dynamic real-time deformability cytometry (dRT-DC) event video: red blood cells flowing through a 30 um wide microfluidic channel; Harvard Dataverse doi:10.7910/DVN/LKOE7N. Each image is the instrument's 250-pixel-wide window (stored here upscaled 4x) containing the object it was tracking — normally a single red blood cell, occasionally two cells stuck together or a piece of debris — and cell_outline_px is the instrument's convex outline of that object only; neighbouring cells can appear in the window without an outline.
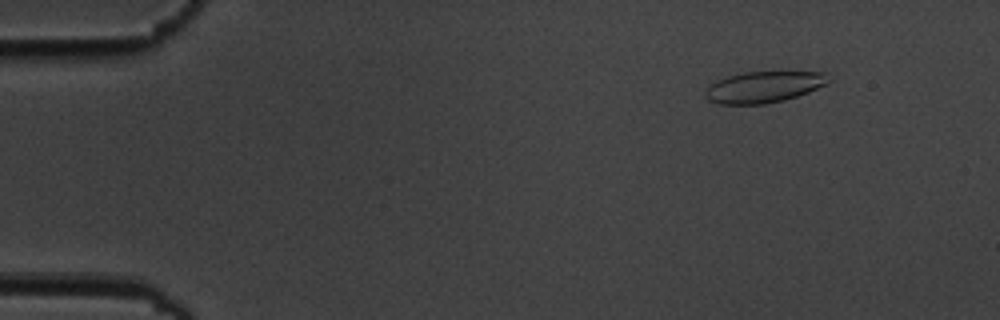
{"species": "common noctule bat (a hibernating species)", "species_latin": "Nyctalus noctula", "temperature_condition": "cold", "stored_images_in_passage": 4, "camera_frame_rate_fps": 3000, "um_per_image_px": 0.085, "animal": {"sex": "male", "body_mass_g": 19.5, "forearm_length_mm": 54.6}, "frame": {"image": 1, "passage_image": 2, "time_ms": 1.0, "image_size_px": [1000, 320], "cell_outline_px": [[832, 80], [828, 84], [808, 92], [784, 100], [764, 104], [720, 104], [708, 100], [704, 92], [716, 80], [728, 76], [744, 72], [828, 72]], "centroid_in_image_um": [64.97, 7.39], "position_along_channel_um": 20.0, "area_um2": 22.48}}